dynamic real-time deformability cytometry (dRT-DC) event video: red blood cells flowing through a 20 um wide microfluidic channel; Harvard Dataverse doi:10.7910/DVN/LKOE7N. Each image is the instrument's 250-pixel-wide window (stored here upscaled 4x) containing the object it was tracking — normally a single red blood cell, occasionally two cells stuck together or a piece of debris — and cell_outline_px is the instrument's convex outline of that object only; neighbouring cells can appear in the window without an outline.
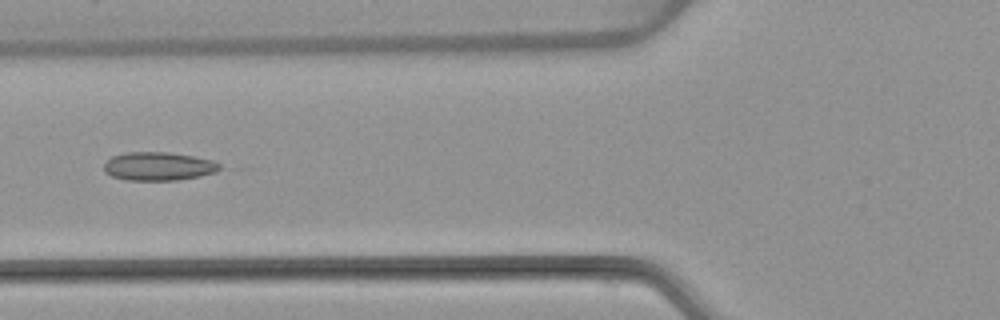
{"species": "common noctule bat (a hibernating species)", "species_latin": "Nyctalus noctula", "temperature_condition": "warm", "stored_images_in_passage": 7, "camera_frame_rate_fps": 3000, "um_per_image_px": 0.085, "animal": {"sex": "female", "body_mass_g": 22.7, "forearm_length_mm": 54.2}, "frame": {"image": 1, "passage_image": 5, "time_ms": 5.667, "image_size_px": [1000, 320], "cell_outline_px": [[224, 168], [216, 172], [200, 176], [176, 180], [124, 180], [112, 176], [104, 172], [104, 164], [112, 156], [124, 152], [168, 152], [192, 156], [212, 160], [220, 164]], "centroid_in_image_um": [13.48, 14.13], "position_along_channel_um": 112.3, "area_um2": 19.31}}
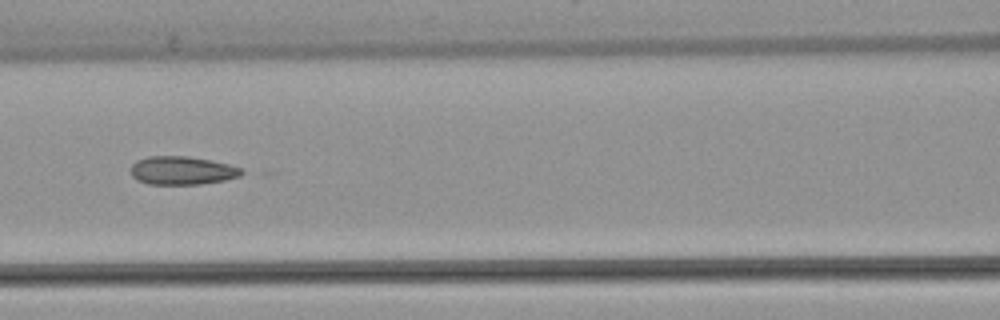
{"frame": {"image": 2, "passage_image": 6, "time_ms": 6.667, "image_size_px": [1000, 320], "cell_outline_px": [[248, 172], [240, 176], [224, 180], [200, 184], [148, 184], [136, 180], [132, 176], [132, 164], [136, 160], [148, 156], [188, 156], [212, 160], [228, 164], [240, 168]], "centroid_in_image_um": [15.5, 14.49], "position_along_channel_um": 151.1, "area_um2": 18.44}}
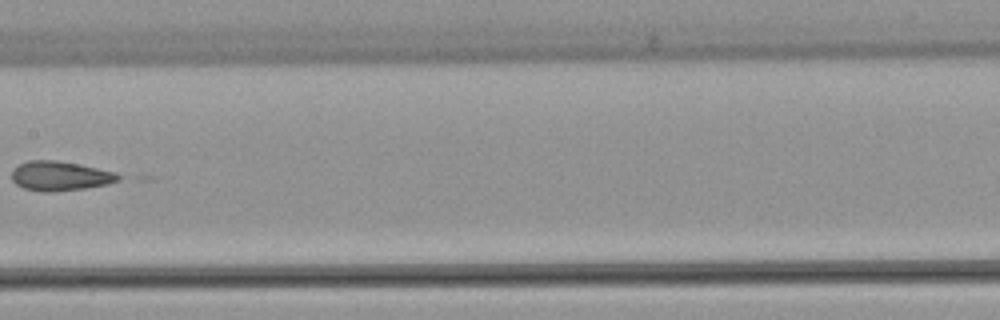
{"frame": {"image": 3, "passage_image": 7, "time_ms": 8.0, "image_size_px": [1000, 320], "cell_outline_px": [[124, 176], [120, 180], [108, 184], [84, 188], [52, 192], [40, 192], [24, 188], [16, 184], [12, 180], [12, 168], [28, 160], [56, 160], [80, 164], [116, 172]], "centroid_in_image_um": [5.13, 14.95], "position_along_channel_um": 202.3, "area_um2": 18.55}}